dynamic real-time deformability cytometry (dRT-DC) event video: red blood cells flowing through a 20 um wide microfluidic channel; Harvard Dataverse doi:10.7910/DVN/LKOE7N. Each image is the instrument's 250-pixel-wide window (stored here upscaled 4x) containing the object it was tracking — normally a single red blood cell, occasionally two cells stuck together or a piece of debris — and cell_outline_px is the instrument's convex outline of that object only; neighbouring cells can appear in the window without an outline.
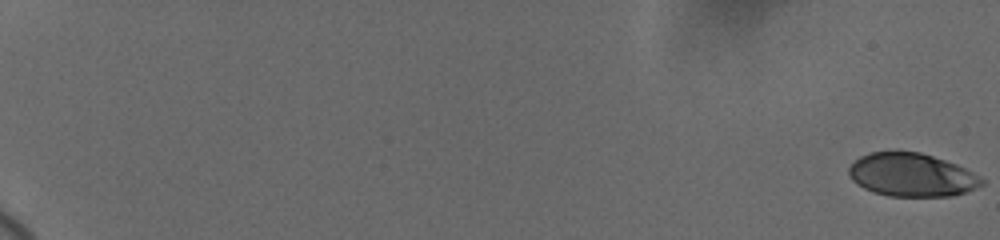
{"species": "human", "species_latin": "Homo sapiens", "temperature_condition": "cold", "stored_images_in_passage": 60, "camera_frame_rate_fps": 3000, "um_per_image_px": 0.085, "donor": {"sex": "female"}, "frame": {"image": 1, "passage_image": 1, "time_ms": 0.0, "image_size_px": [1000, 240], "cell_outline_px": [[984, 184], [976, 188], [952, 196], [888, 196], [864, 188], [856, 184], [852, 180], [848, 172], [848, 168], [860, 156], [868, 152], [920, 152], [956, 164], [980, 176], [984, 180]], "centroid_in_image_um": [77.49, 14.87], "position_along_channel_um": 7.5, "area_um2": 33.29}}
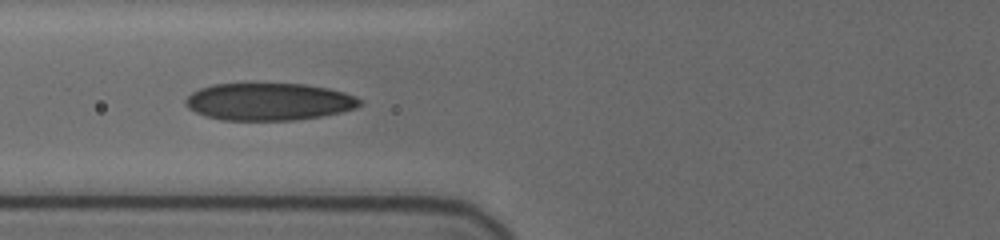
{"frame": {"image": 2, "passage_image": 34, "time_ms": 9.0, "image_size_px": [1000, 240], "cell_outline_px": [[360, 104], [356, 108], [340, 112], [320, 116], [292, 120], [220, 120], [204, 116], [188, 108], [184, 104], [184, 100], [192, 92], [200, 88], [212, 84], [304, 84], [328, 88], [344, 92], [356, 96], [360, 100]], "centroid_in_image_um": [22.81, 8.64], "position_along_channel_um": 103.0, "area_um2": 37.86}}
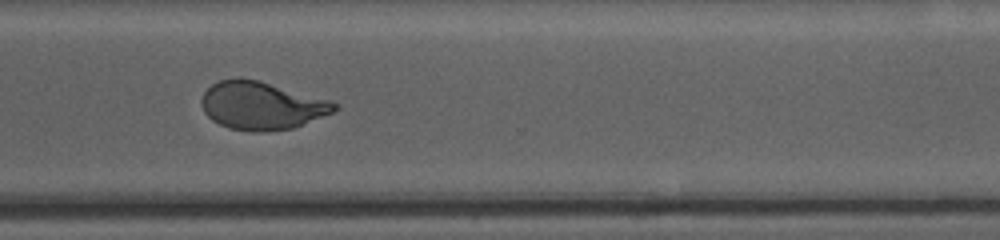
{"frame": {"image": 3, "passage_image": 59, "time_ms": 15.667, "image_size_px": [1000, 240], "cell_outline_px": [[340, 104], [332, 112], [292, 128], [260, 132], [252, 132], [228, 128], [212, 120], [204, 112], [200, 100], [204, 92], [212, 84], [220, 80], [260, 80], [332, 100]], "centroid_in_image_um": [22.25, 8.98], "position_along_channel_um": 348.4, "area_um2": 36.82}}